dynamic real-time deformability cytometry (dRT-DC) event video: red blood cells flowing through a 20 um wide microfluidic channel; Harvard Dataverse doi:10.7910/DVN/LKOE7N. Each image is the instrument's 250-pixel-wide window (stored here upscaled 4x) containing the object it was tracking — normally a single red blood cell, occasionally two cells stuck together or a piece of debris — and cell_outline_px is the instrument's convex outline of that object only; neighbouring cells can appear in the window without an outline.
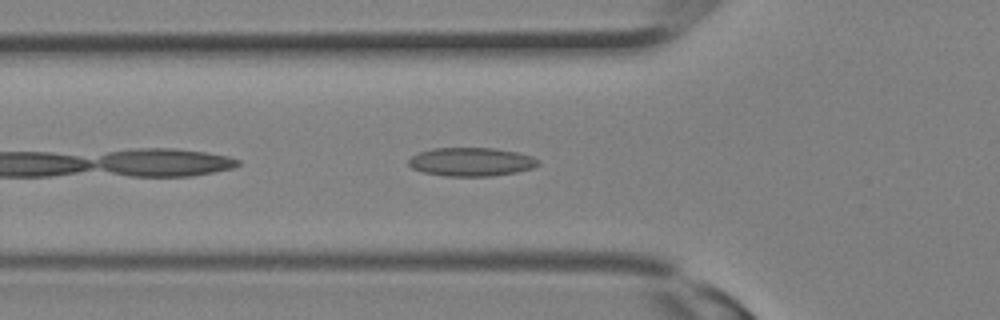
{"species": "Egyptian fruit bat (a non-hibernating species)", "species_latin": "Rousettus aegyptiacus", "temperature_condition": "room temperature", "stored_images_in_passage": 23, "camera_frame_rate_fps": 3000, "um_per_image_px": 0.085, "animal": {"sex": "female"}, "frame": {"image": 1, "passage_image": 3, "time_ms": 0.667, "image_size_px": [1000, 320], "cell_outline_px": [[540, 164], [532, 168], [516, 172], [492, 176], [448, 176], [424, 172], [412, 168], [408, 164], [408, 160], [412, 156], [420, 152], [436, 148], [492, 148], [516, 152], [532, 156], [540, 160]], "centroid_in_image_um": [40.08, 13.76], "position_along_channel_um": 85.7, "area_um2": 21.44}}
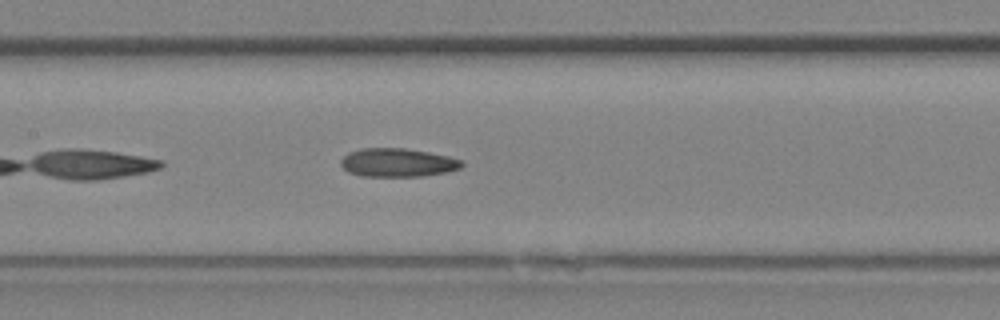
{"frame": {"image": 2, "passage_image": 7, "time_ms": 2.0, "image_size_px": [1000, 320], "cell_outline_px": [[464, 164], [460, 168], [448, 172], [420, 176], [360, 176], [348, 172], [340, 164], [340, 160], [348, 152], [360, 148], [404, 148], [428, 152], [448, 156], [464, 160]], "centroid_in_image_um": [33.79, 13.82], "position_along_channel_um": 173.6, "area_um2": 20.23}}
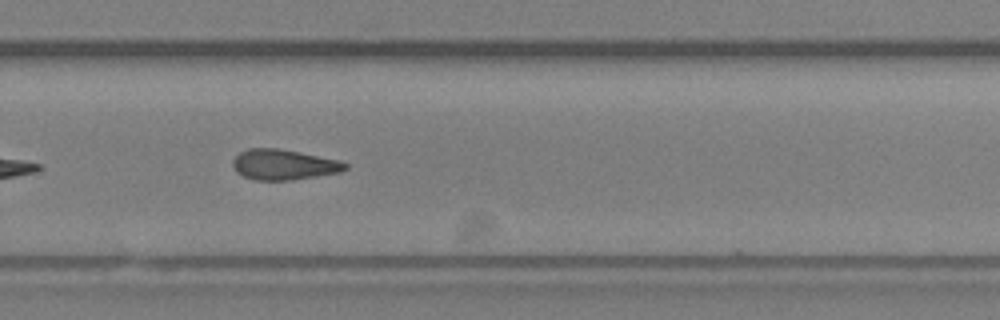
{"frame": {"image": 3, "passage_image": 13, "time_ms": 4.0, "image_size_px": [1000, 320], "cell_outline_px": [[348, 168], [340, 172], [292, 180], [256, 180], [244, 176], [236, 172], [232, 164], [232, 160], [240, 152], [248, 148], [276, 148], [336, 160], [348, 164]], "centroid_in_image_um": [24.07, 14.0], "position_along_channel_um": 305.7, "area_um2": 19.59}}